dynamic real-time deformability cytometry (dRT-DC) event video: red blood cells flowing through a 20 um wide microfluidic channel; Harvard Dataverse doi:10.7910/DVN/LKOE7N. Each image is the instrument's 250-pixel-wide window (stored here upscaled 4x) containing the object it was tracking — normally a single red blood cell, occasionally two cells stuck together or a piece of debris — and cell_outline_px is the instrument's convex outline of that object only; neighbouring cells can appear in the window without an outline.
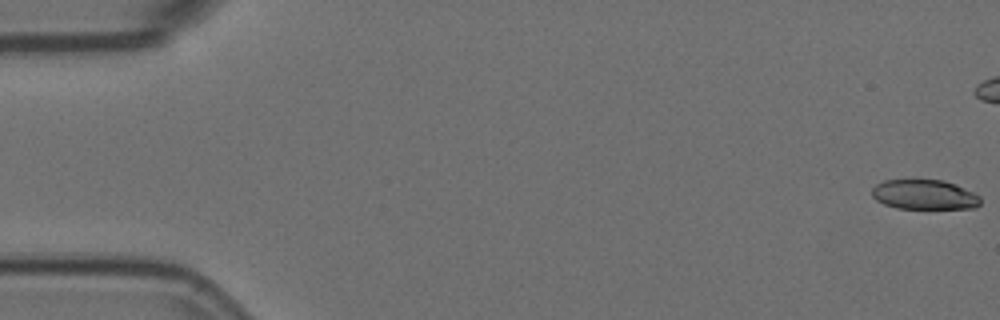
{"species": "Egyptian fruit bat (a non-hibernating species)", "species_latin": "Rousettus aegyptiacus", "temperature_condition": "room temperature", "stored_images_in_passage": 46, "camera_frame_rate_fps": 3000, "um_per_image_px": 0.085, "animal": {"sex": "female"}, "frame": {"image": 1, "passage_image": 1, "time_ms": 0.0, "image_size_px": [1000, 320], "cell_outline_px": [[980, 204], [976, 208], [896, 208], [884, 204], [876, 200], [872, 196], [872, 188], [876, 184], [884, 180], [944, 180], [956, 184], [980, 196]], "centroid_in_image_um": [78.56, 16.54], "position_along_channel_um": 6.4, "area_um2": 18.79}}
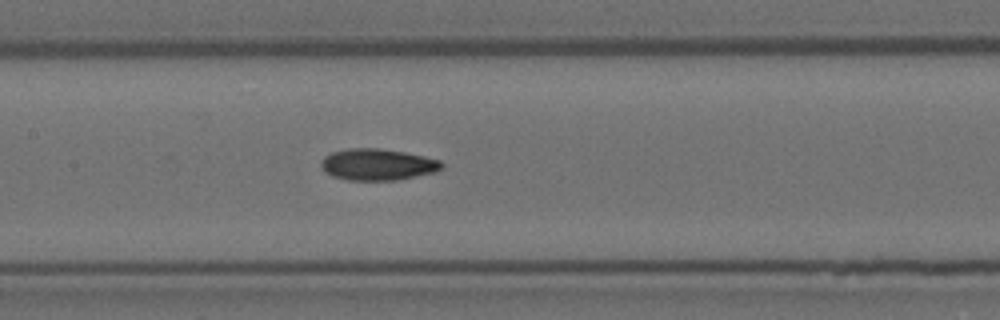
{"frame": {"image": 2, "passage_image": 27, "time_ms": 8.667, "image_size_px": [1000, 320], "cell_outline_px": [[444, 164], [436, 172], [396, 180], [348, 180], [332, 176], [324, 172], [320, 164], [320, 160], [324, 156], [332, 152], [348, 148], [380, 148], [404, 152], [424, 156], [440, 160]], "centroid_in_image_um": [32.06, 13.98], "position_along_channel_um": 175.3, "area_um2": 22.25}}
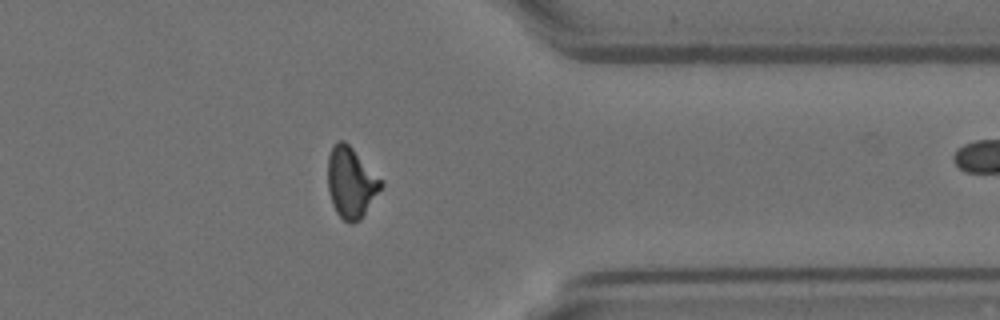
{"frame": {"image": 3, "passage_image": 45, "time_ms": 14.667, "image_size_px": [1000, 320], "cell_outline_px": [[384, 184], [360, 220], [352, 224], [348, 224], [336, 212], [332, 204], [328, 188], [328, 156], [332, 144], [340, 140], [344, 140], [352, 148]], "centroid_in_image_um": [29.8, 15.53], "position_along_channel_um": 381.6, "area_um2": 21.62}}